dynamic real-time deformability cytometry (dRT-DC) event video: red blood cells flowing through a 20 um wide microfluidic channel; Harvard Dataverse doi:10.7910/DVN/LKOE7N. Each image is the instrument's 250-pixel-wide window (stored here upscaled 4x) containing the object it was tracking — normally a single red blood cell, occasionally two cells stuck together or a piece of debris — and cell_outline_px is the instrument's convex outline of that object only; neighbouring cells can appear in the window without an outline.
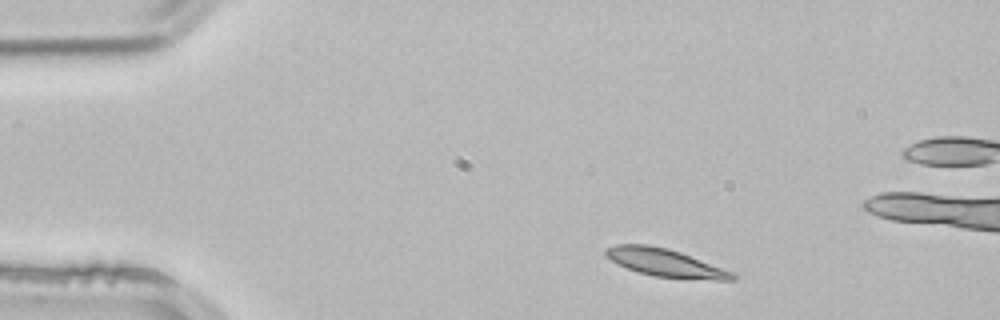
{"species": "common noctule bat (a hibernating species)", "species_latin": "Nyctalus noctula", "temperature_condition": "room temperature", "stored_images_in_passage": 2, "camera_frame_rate_fps": 3000, "um_per_image_px": 0.085, "animal": {"sex": "male", "body_mass_g": 21.5, "forearm_length_mm": 52.0}, "frame": {"image": 1, "passage_image": 1, "time_ms": 0.0, "image_size_px": [1000, 320], "cell_outline_px": [[736, 280], [716, 280], [656, 276], [636, 272], [616, 264], [604, 256], [604, 248], [616, 244], [648, 244], [668, 248], [680, 252], [732, 272], [736, 276]], "centroid_in_image_um": [56.45, 22.32], "position_along_channel_um": 28.6, "area_um2": 20.52}}